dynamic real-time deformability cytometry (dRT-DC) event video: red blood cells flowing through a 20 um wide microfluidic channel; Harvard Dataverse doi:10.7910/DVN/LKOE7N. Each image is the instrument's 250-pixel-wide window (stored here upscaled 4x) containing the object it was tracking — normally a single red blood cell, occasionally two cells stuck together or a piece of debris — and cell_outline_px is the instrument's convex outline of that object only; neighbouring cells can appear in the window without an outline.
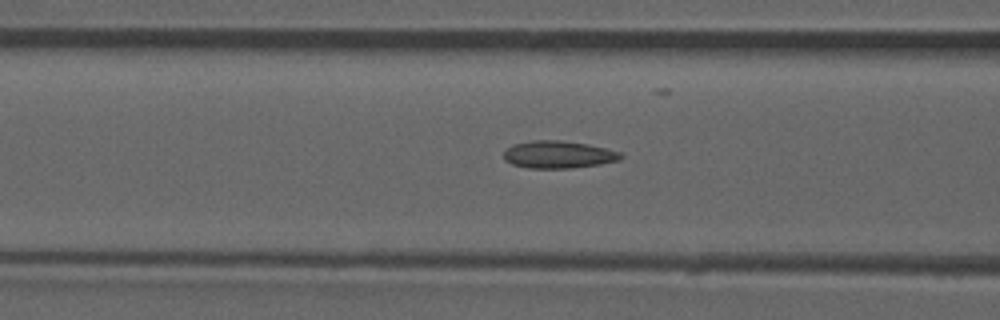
{"species": "common noctule bat (a hibernating species)", "species_latin": "Nyctalus noctula", "temperature_condition": "room temperature", "stored_images_in_passage": 44, "camera_frame_rate_fps": 3000, "um_per_image_px": 0.085, "animal": {"sex": "male", "forearm_length_mm": 52.5}, "frame": {"image": 1, "passage_image": 13, "time_ms": 4.0, "image_size_px": [1000, 320], "cell_outline_px": [[624, 156], [620, 160], [600, 164], [572, 168], [528, 168], [512, 164], [504, 160], [504, 152], [512, 144], [532, 140], [560, 140], [588, 144], [624, 152]], "centroid_in_image_um": [47.5, 13.13], "position_along_channel_um": 119.1, "area_um2": 18.9}, "authors_computed_cell_mechanics": {"area_um2": 17.9758, "velocity_mm_per_s": 3.9728, "shape_relaxation_time_tau1_ms": null, "shape_relaxation_time_tau2_ms": 2.9044, "deformation_change_tau1": null, "deformation_change_tau2": 0.1089}}